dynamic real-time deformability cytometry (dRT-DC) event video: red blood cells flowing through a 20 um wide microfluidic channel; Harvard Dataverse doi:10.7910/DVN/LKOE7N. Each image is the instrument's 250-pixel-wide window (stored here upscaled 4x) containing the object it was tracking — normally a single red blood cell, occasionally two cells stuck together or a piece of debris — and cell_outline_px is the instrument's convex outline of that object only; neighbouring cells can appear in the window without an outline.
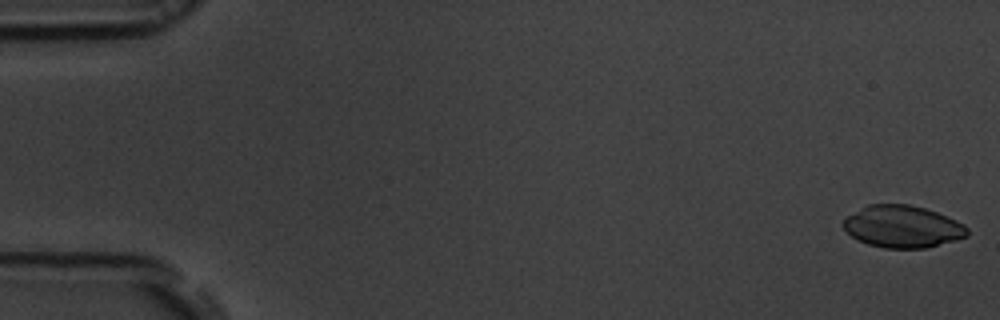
{"species": "common noctule bat (a hibernating species)", "species_latin": "Nyctalus noctula", "temperature_condition": "room temperature", "stored_images_in_passage": 8, "camera_frame_rate_fps": 3000, "um_per_image_px": 0.085, "animal": {"sex": "male", "body_mass_g": 19.5, "forearm_length_mm": 54.6}, "frame": {"image": 1, "passage_image": 1, "time_ms": 0.0, "image_size_px": [1000, 320], "cell_outline_px": [[968, 236], [956, 240], [924, 248], [884, 248], [868, 244], [852, 236], [840, 224], [848, 216], [868, 204], [908, 204], [924, 208], [936, 212], [956, 220], [964, 224], [968, 228]], "centroid_in_image_um": [76.73, 19.26], "position_along_channel_um": 8.3, "area_um2": 30.23}}